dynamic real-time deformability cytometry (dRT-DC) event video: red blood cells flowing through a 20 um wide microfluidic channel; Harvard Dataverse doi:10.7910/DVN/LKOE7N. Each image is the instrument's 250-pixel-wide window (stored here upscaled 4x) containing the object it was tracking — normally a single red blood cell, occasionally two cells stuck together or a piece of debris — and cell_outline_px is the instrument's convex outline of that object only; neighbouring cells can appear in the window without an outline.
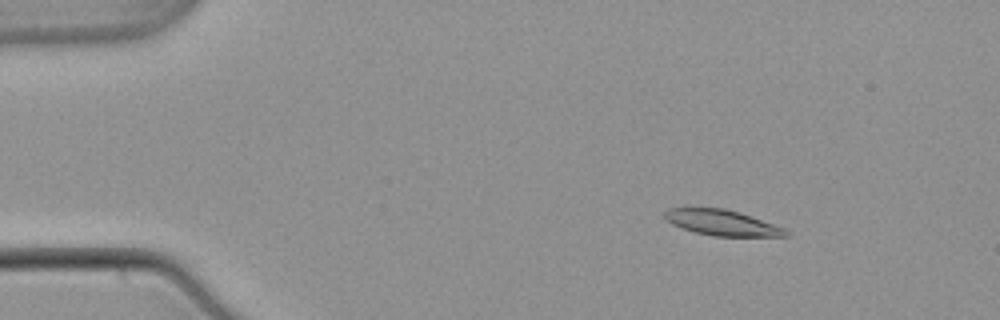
{"species": "common noctule bat (a hibernating species)", "species_latin": "Nyctalus noctula", "temperature_condition": "warm", "stored_images_in_passage": 47, "camera_frame_rate_fps": 3000, "um_per_image_px": 0.085, "animal": {"sex": "male", "body_mass_g": 21.5, "forearm_length_mm": 52.0}, "frame": {"image": 1, "passage_image": 1, "time_ms": 0.0, "image_size_px": [1000, 320], "cell_outline_px": [[788, 236], [712, 236], [696, 232], [672, 224], [664, 220], [664, 212], [668, 208], [724, 208], [740, 212], [752, 216], [784, 228], [788, 232]], "centroid_in_image_um": [61.35, 18.92], "position_along_channel_um": 23.7, "area_um2": 17.98}}
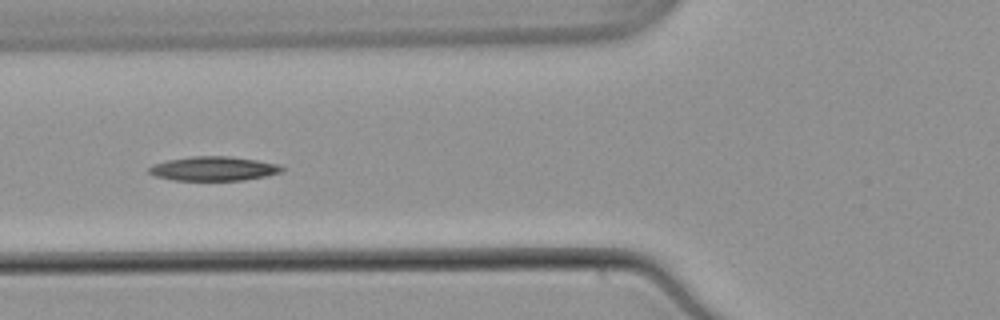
{"frame": {"image": 2, "passage_image": 14, "time_ms": 4.333, "image_size_px": [1000, 320], "cell_outline_px": [[284, 172], [244, 180], [172, 180], [156, 176], [148, 172], [148, 168], [152, 164], [168, 160], [192, 156], [232, 156], [280, 164], [284, 168]], "centroid_in_image_um": [18.17, 14.33], "position_along_channel_um": 107.6, "area_um2": 18.84}}
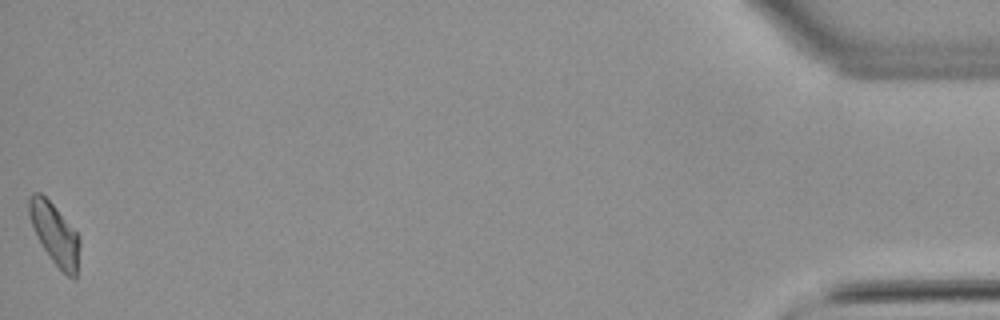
{"frame": {"image": 3, "passage_image": 47, "time_ms": 15.333, "image_size_px": [1000, 320], "cell_outline_px": [[80, 248], [76, 280], [72, 280], [52, 260], [44, 248], [32, 224], [28, 212], [28, 196], [32, 192], [40, 192], [52, 204], [80, 236]], "centroid_in_image_um": [4.68, 19.89], "position_along_channel_um": 430.5, "area_um2": 17.8}, "authors_computed_cell_mechanics": {"area_um2": 18.3804, "velocity_mm_per_s": 3.8309, "shape_relaxation_time_tau1_ms": 9.7904, "shape_relaxation_time_tau2_ms": 2.8147, "deformation_change_tau1": 0.1965, "deformation_change_tau2": 0.0701}}